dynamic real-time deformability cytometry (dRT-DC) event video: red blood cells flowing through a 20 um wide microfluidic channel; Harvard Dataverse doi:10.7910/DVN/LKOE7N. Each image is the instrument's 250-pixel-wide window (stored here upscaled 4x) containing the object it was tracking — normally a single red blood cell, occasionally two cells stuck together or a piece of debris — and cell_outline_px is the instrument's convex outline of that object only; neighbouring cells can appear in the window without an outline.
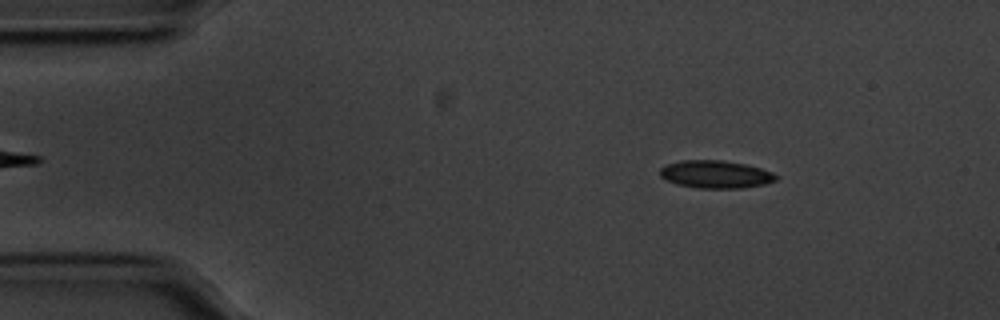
{"species": "common noctule bat (a hibernating species)", "species_latin": "Nyctalus noctula", "temperature_condition": "cold", "stored_images_in_passage": 56, "camera_frame_rate_fps": 3000, "um_per_image_px": 0.085, "animal": {"sex": "male", "body_mass_g": 20.1, "forearm_length_mm": 53.5}, "frame": {"image": 1, "passage_image": 8, "time_ms": 2.333, "image_size_px": [1000, 320], "cell_outline_px": [[780, 176], [776, 180], [764, 184], [740, 188], [700, 188], [676, 184], [660, 176], [660, 168], [668, 164], [680, 160], [720, 160], [744, 164], [760, 168], [772, 172]], "centroid_in_image_um": [60.83, 14.81], "position_along_channel_um": 24.2, "area_um2": 18.61}}
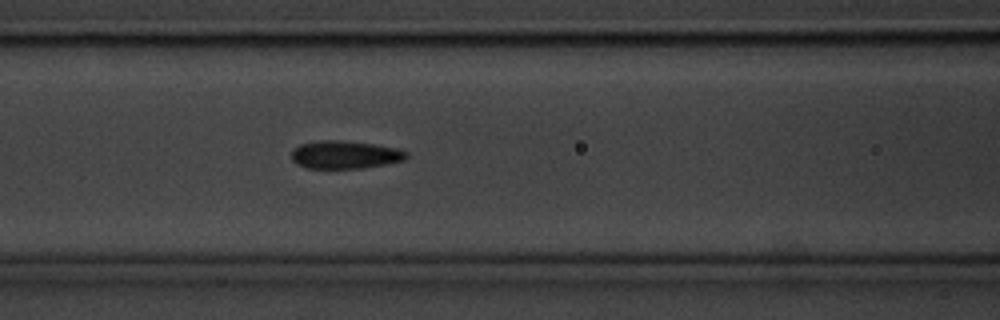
{"frame": {"image": 2, "passage_image": 23, "time_ms": 7.333, "image_size_px": [1000, 320], "cell_outline_px": [[408, 156], [404, 160], [384, 164], [360, 168], [308, 168], [296, 164], [292, 160], [292, 152], [300, 144], [320, 140], [340, 140], [372, 144], [396, 148], [408, 152]], "centroid_in_image_um": [29.31, 13.15], "position_along_channel_um": 137.3, "area_um2": 18.5}}
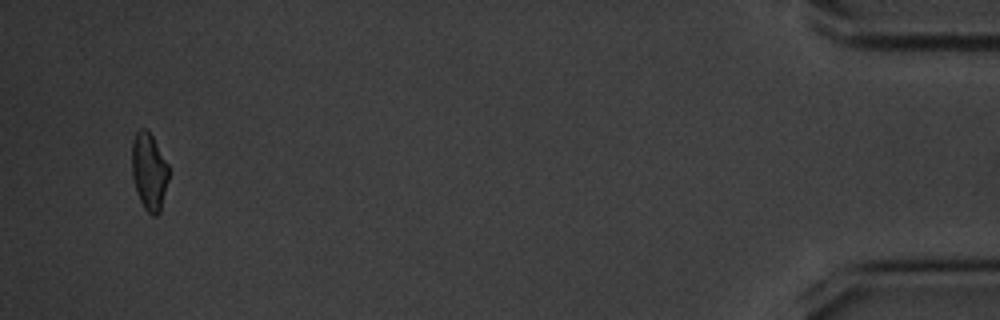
{"frame": {"image": 3, "passage_image": 54, "time_ms": 17.667, "image_size_px": [1000, 320], "cell_outline_px": [[168, 180], [160, 212], [156, 216], [152, 216], [144, 208], [140, 200], [132, 176], [132, 140], [136, 132], [140, 128], [148, 128], [168, 164]], "centroid_in_image_um": [12.67, 14.55], "position_along_channel_um": 422.5, "area_um2": 16.59}, "authors_computed_cell_mechanics": {"area_um2": 18.1492, "velocity_mm_per_s": 3.5388, "shape_relaxation_time_tau1_ms": 2.9556, "shape_relaxation_time_tau2_ms": 7.7538, "deformation_change_tau1": 0.0733, "deformation_change_tau2": 0.1224}}